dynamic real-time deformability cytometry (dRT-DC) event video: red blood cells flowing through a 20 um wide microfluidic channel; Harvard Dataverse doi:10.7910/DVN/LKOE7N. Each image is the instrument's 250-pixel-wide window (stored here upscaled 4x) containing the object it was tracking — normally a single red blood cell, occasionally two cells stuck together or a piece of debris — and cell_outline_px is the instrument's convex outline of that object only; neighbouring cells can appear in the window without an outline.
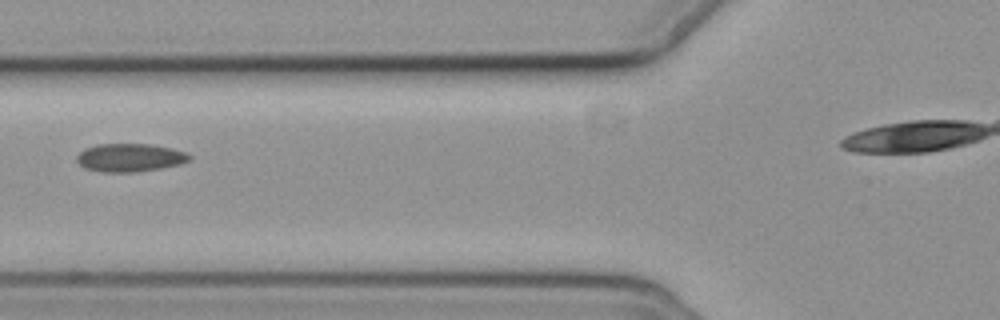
{"species": "common noctule bat (a hibernating species)", "species_latin": "Nyctalus noctula", "temperature_condition": "cold", "stored_images_in_passage": 6, "camera_frame_rate_fps": 3000, "um_per_image_px": 0.085, "animal": {"sex": "female", "body_mass_g": 19.3, "forearm_length_mm": 54.1}, "frame": {"image": 1, "passage_image": 3, "time_ms": 2.333, "image_size_px": [1000, 320], "cell_outline_px": [[192, 156], [188, 160], [180, 164], [160, 168], [136, 172], [100, 172], [84, 168], [76, 160], [76, 156], [84, 148], [96, 144], [148, 144], [188, 152]], "centroid_in_image_um": [11.0, 13.4], "position_along_channel_um": 114.8, "area_um2": 18.5}}
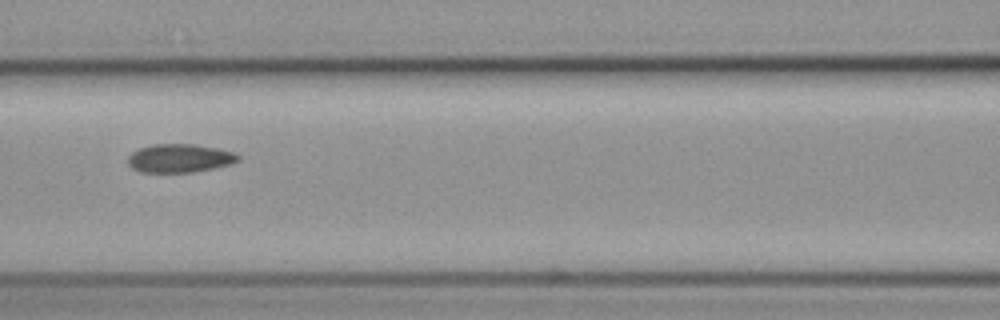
{"frame": {"image": 2, "passage_image": 4, "time_ms": 3.333, "image_size_px": [1000, 320], "cell_outline_px": [[240, 160], [232, 164], [192, 172], [140, 172], [132, 168], [128, 164], [128, 156], [132, 152], [140, 148], [152, 144], [196, 144], [216, 148], [232, 152], [240, 156]], "centroid_in_image_um": [15.26, 13.45], "position_along_channel_um": 151.3, "area_um2": 18.26}}
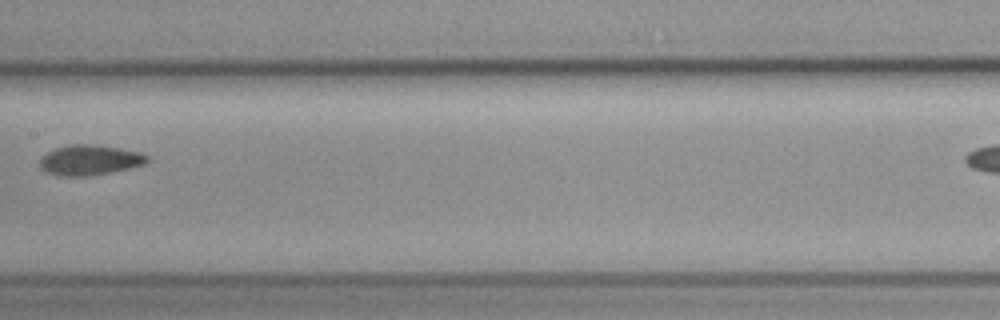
{"frame": {"image": 3, "passage_image": 5, "time_ms": 4.667, "image_size_px": [1000, 320], "cell_outline_px": [[148, 160], [144, 164], [128, 168], [108, 172], [84, 176], [60, 176], [48, 172], [40, 168], [40, 160], [48, 152], [56, 148], [68, 144], [96, 144], [120, 148], [140, 152], [148, 156]], "centroid_in_image_um": [7.62, 13.59], "position_along_channel_um": 199.8, "area_um2": 18.67}}